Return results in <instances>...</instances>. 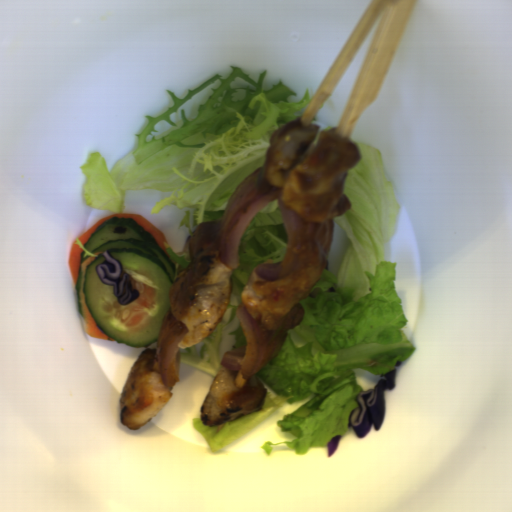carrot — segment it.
<instances>
[{"label":"carrot","mask_w":512,"mask_h":512,"mask_svg":"<svg viewBox=\"0 0 512 512\" xmlns=\"http://www.w3.org/2000/svg\"><path fill=\"white\" fill-rule=\"evenodd\" d=\"M83 249L77 244V240H73L68 255V269L72 281L73 288H76L77 278L79 267L81 268L79 275V298H80V309H81V317L83 320L84 328L86 334L91 336L92 338L107 340V341H115L110 336H108L103 330H101L96 322L94 321L91 312L88 308V305L84 296V285L87 275V265L90 264L93 260L96 259V256L87 257L83 262L81 261V255L83 253Z\"/></svg>","instance_id":"1"},{"label":"carrot","mask_w":512,"mask_h":512,"mask_svg":"<svg viewBox=\"0 0 512 512\" xmlns=\"http://www.w3.org/2000/svg\"><path fill=\"white\" fill-rule=\"evenodd\" d=\"M110 218H124V219H132L134 220L137 224H139L140 226H142L146 231H149L151 233V235L154 237V239L156 240L157 244L160 246V248L163 250V252L168 256L170 257L164 243H169L167 241V239L164 237V235L161 233V231L156 228L151 222H149L146 218L136 214V213H116V214H113V215H109L107 217H105L104 219L98 221L97 223H95L93 226H91L89 229H87L83 234H81L79 237H78V240L80 242V244H82L83 246L85 245V243L88 241V239L93 235V233L104 223L106 222L108 219Z\"/></svg>","instance_id":"2"},{"label":"carrot","mask_w":512,"mask_h":512,"mask_svg":"<svg viewBox=\"0 0 512 512\" xmlns=\"http://www.w3.org/2000/svg\"><path fill=\"white\" fill-rule=\"evenodd\" d=\"M101 253H103V252H102V251L95 252V254H94V255H96V256H97V255H99V254H101Z\"/></svg>","instance_id":"3"}]
</instances>
